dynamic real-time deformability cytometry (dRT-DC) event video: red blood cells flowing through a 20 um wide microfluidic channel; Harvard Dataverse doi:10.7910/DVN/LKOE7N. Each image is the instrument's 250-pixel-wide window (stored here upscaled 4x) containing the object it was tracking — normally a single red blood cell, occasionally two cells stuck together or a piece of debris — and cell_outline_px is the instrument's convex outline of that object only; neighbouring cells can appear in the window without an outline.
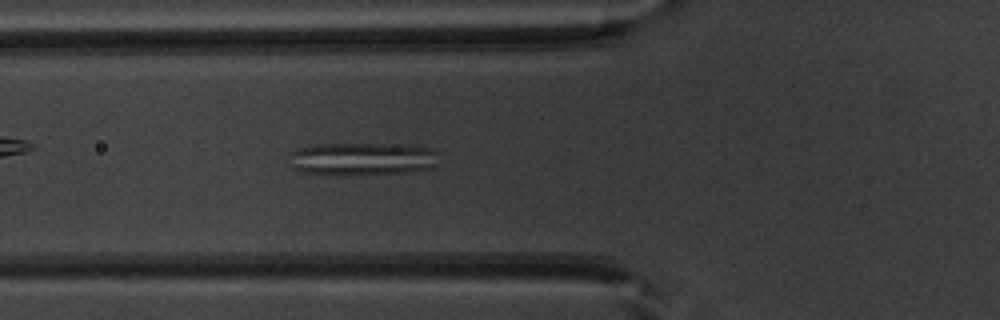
{"species": "common noctule bat (a hibernating species)", "species_latin": "Nyctalus noctula", "temperature_condition": "warm", "stored_images_in_passage": 49, "camera_frame_rate_fps": 3000, "um_per_image_px": 0.085, "animal": {"sex": "male", "body_mass_g": 20.1, "forearm_length_mm": 53.5}, "frame": {"image": 1, "passage_image": 16, "time_ms": 5.0, "image_size_px": [1000, 320], "cell_outline_px": [[440, 152], [436, 164], [432, 168], [408, 172], [300, 172], [292, 168], [292, 152], [300, 148], [320, 144], [380, 144], [428, 148]], "centroid_in_image_um": [30.86, 13.47], "position_along_channel_um": 94.9, "area_um2": 27.05}}
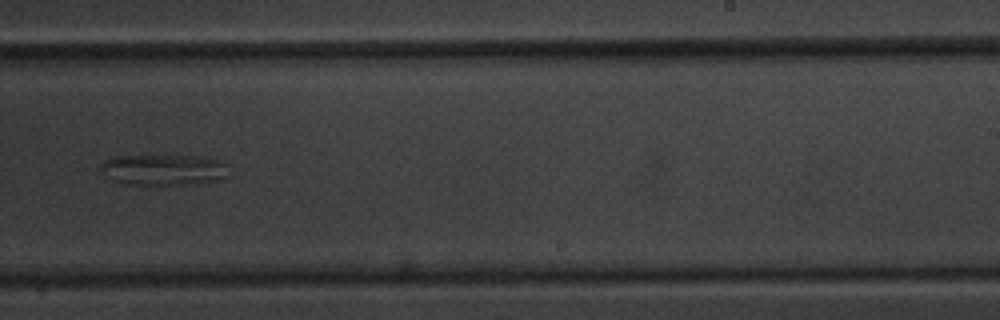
{"frame": {"image": 2, "passage_image": 30, "time_ms": 9.667, "image_size_px": [1000, 320], "cell_outline_px": [[228, 176], [220, 180], [196, 184], [132, 184], [112, 180], [100, 172], [100, 164], [104, 160], [116, 156], [156, 152], [200, 156], [220, 160], [228, 164]], "centroid_in_image_um": [13.92, 14.36], "position_along_channel_um": 275.1, "area_um2": 24.45}}
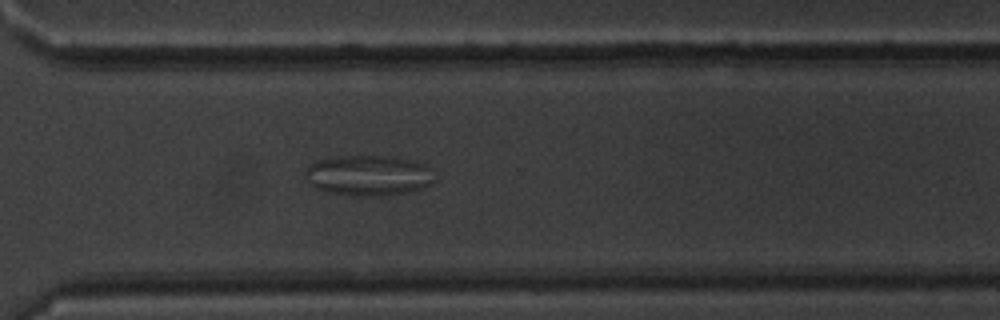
{"frame": {"image": 3, "passage_image": 35, "time_ms": 11.333, "image_size_px": [1000, 320], "cell_outline_px": [[432, 184], [420, 188], [404, 192], [380, 196], [360, 196], [328, 192], [316, 188], [308, 184], [304, 176], [304, 168], [308, 164], [316, 160], [336, 156], [388, 156], [416, 160], [428, 164]], "centroid_in_image_um": [31.23, 14.89], "position_along_channel_um": 339.4, "area_um2": 30.69}}